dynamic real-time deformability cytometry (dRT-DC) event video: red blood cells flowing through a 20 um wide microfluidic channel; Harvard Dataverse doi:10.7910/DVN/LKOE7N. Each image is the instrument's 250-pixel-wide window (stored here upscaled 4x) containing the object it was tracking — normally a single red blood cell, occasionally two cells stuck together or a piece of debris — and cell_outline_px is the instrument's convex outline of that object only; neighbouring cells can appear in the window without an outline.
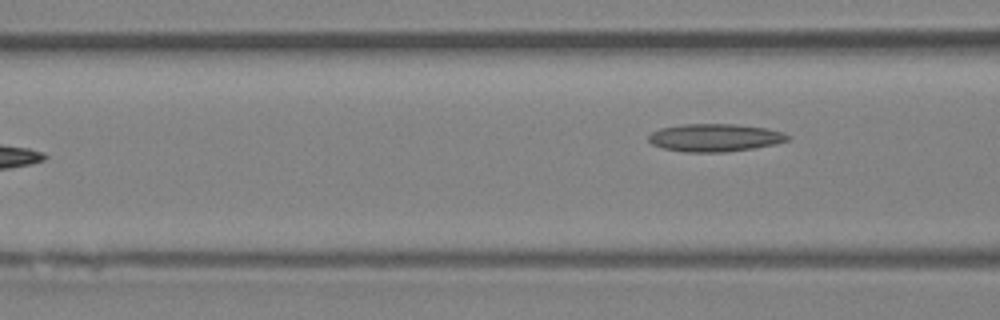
{"species": "Egyptian fruit bat (a non-hibernating species)", "species_latin": "Rousettus aegyptiacus", "temperature_condition": "room temperature", "stored_images_in_passage": 6, "camera_frame_rate_fps": 3000, "um_per_image_px": 0.085, "animal": {"sex": "female"}, "frame": {"image": 1, "passage_image": 6, "time_ms": 6.667, "image_size_px": [1000, 320], "cell_outline_px": [[792, 136], [788, 140], [776, 144], [752, 148], [724, 152], [684, 152], [664, 148], [652, 144], [648, 140], [648, 136], [652, 132], [660, 128], [684, 124], [732, 124], [768, 128], [784, 132]], "centroid_in_image_um": [60.79, 11.7], "position_along_channel_um": 105.8, "area_um2": 22.54}}